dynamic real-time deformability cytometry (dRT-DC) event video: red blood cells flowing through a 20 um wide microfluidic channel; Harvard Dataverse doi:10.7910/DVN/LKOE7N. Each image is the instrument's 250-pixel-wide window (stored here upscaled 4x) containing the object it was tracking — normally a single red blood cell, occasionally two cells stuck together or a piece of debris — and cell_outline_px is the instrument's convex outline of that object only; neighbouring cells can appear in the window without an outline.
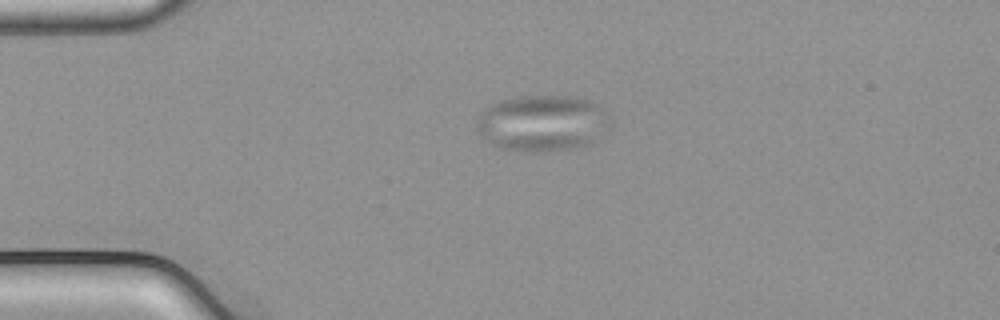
{"species": "common noctule bat (a hibernating species)", "species_latin": "Nyctalus noctula", "temperature_condition": "cold", "stored_images_in_passage": 43, "camera_frame_rate_fps": 3000, "um_per_image_px": 0.085, "animal": {"sex": "male", "body_mass_g": 21.5, "forearm_length_mm": 52.0}, "frame": {"image": 1, "passage_image": 2, "time_ms": 0.333, "image_size_px": [1000, 320], "cell_outline_px": [[612, 128], [600, 136], [576, 148], [540, 152], [532, 152], [500, 148], [484, 136], [476, 128], [476, 116], [484, 108], [500, 100], [520, 96], [576, 96], [592, 100], [604, 108], [608, 112], [612, 120]], "centroid_in_image_um": [46.16, 10.44], "position_along_channel_um": 38.8, "area_um2": 44.22}}
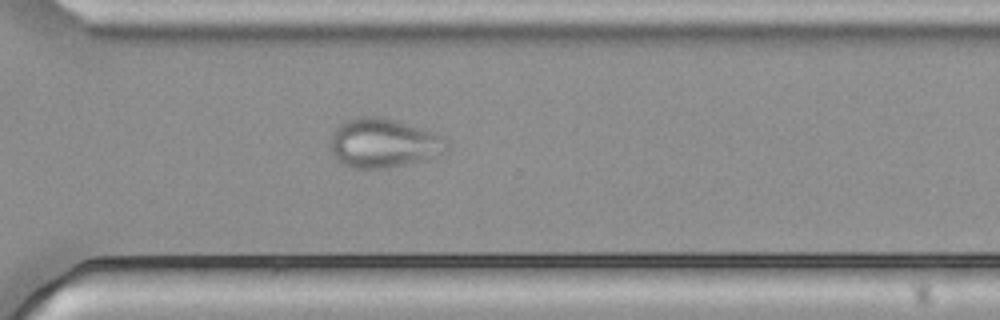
{"frame": {"image": 2, "passage_image": 28, "time_ms": 9.0, "image_size_px": [1000, 320], "cell_outline_px": [[448, 152], [392, 168], [352, 168], [336, 160], [328, 144], [332, 132], [340, 124], [348, 120], [360, 116], [380, 116], [436, 132], [444, 136], [448, 140]], "centroid_in_image_um": [32.6, 12.16], "position_along_channel_um": 338.0, "area_um2": 33.7}}
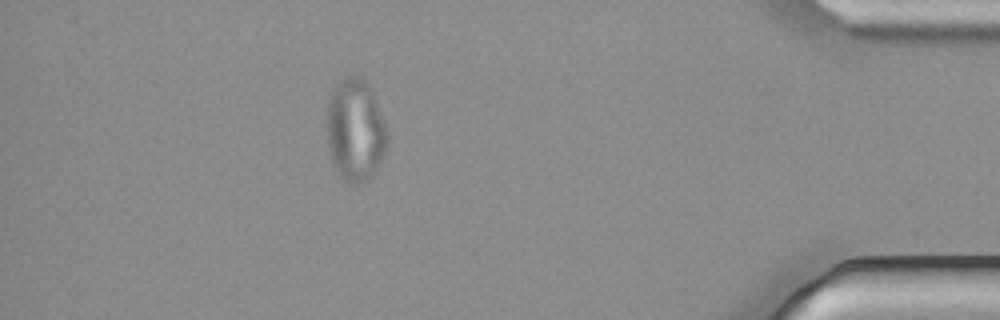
{"frame": {"image": 3, "passage_image": 37, "time_ms": 12.0, "image_size_px": [1000, 320], "cell_outline_px": [[388, 144], [376, 168], [368, 180], [360, 184], [352, 184], [344, 180], [340, 176], [332, 160], [328, 148], [328, 100], [332, 88], [340, 80], [348, 76], [360, 76], [368, 84], [384, 124], [388, 136]], "centroid_in_image_um": [30.18, 11.07], "position_along_channel_um": 405.0, "area_um2": 35.49}}